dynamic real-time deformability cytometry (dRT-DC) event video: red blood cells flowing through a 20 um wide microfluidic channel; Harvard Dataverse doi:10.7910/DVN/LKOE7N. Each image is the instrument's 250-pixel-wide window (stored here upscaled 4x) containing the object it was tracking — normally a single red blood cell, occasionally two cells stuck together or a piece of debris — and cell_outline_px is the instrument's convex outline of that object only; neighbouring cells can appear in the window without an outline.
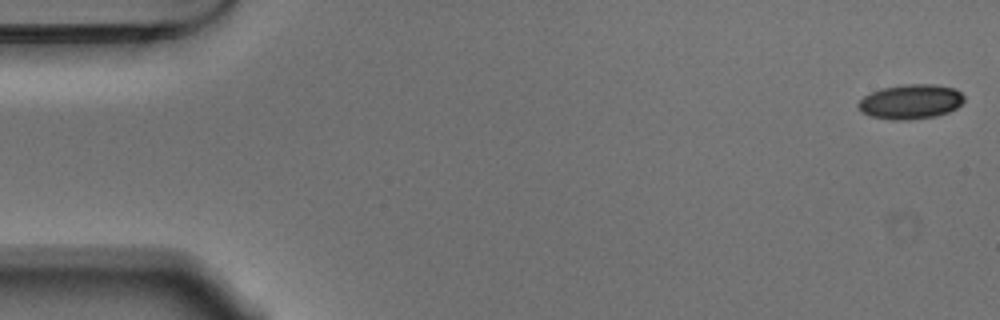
{"species": "Egyptian fruit bat (a non-hibernating species)", "species_latin": "Rousettus aegyptiacus", "temperature_condition": "warm", "stored_images_in_passage": 54, "camera_frame_rate_fps": 3000, "um_per_image_px": 0.085, "animal": {"sex": "male"}, "frame": {"image": 1, "passage_image": 1, "time_ms": 0.0, "image_size_px": [1000, 320], "cell_outline_px": [[964, 100], [956, 108], [948, 112], [936, 116], [908, 120], [892, 120], [872, 116], [860, 112], [856, 104], [864, 96], [872, 92], [884, 88], [904, 84], [936, 84], [956, 88], [964, 96]], "centroid_in_image_um": [77.41, 8.64], "position_along_channel_um": 7.6, "area_um2": 21.44}}
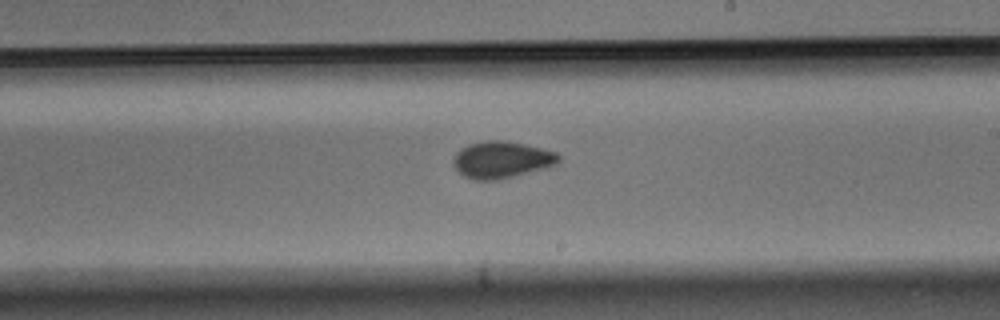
{"frame": {"image": 2, "passage_image": 31, "time_ms": 10.0, "image_size_px": [1000, 320], "cell_outline_px": [[560, 160], [556, 164], [544, 168], [496, 180], [472, 180], [464, 176], [452, 164], [452, 160], [456, 152], [460, 148], [468, 144], [484, 140], [504, 140], [524, 144], [556, 152], [560, 156]], "centroid_in_image_um": [42.59, 13.56], "position_along_channel_um": 246.4, "area_um2": 22.54}}
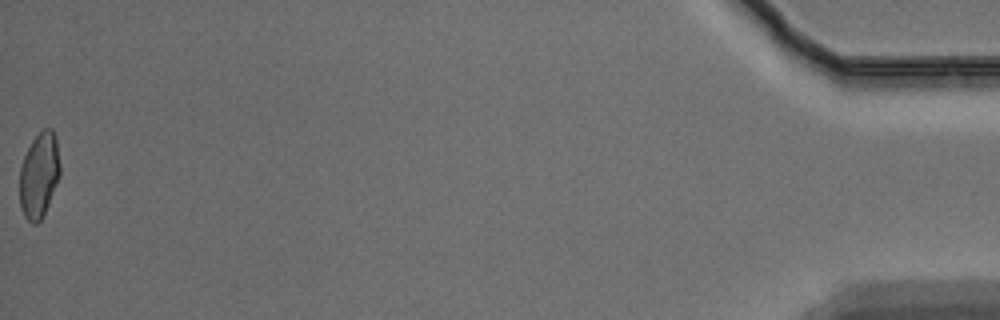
{"frame": {"image": 3, "passage_image": 54, "time_ms": 17.667, "image_size_px": [1000, 320], "cell_outline_px": [[60, 176], [48, 204], [40, 220], [36, 224], [32, 224], [24, 216], [20, 208], [20, 168], [24, 156], [32, 140], [44, 128], [52, 128], [56, 136], [60, 164]], "centroid_in_image_um": [3.33, 14.87], "position_along_channel_um": 431.9, "area_um2": 20.06}, "authors_computed_cell_mechanics": {"area_um2": 21.5883, "velocity_mm_per_s": 3.73, "shape_relaxation_time_tau1_ms": 5.0478, "shape_relaxation_time_tau2_ms": 1.8578, "deformation_change_tau1": 0.1106, "deformation_change_tau2": 0.0532}}